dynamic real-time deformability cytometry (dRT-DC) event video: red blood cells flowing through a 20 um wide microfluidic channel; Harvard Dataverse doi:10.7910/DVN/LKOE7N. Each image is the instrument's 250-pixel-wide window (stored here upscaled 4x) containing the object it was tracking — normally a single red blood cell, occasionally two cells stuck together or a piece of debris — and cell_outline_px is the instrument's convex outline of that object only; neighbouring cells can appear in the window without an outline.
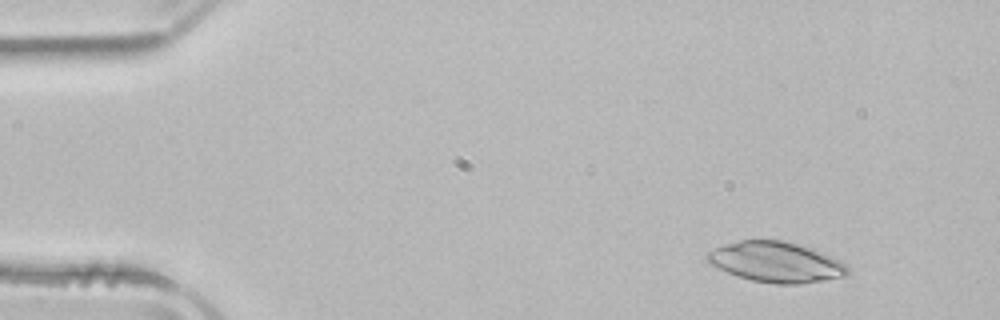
{"species": "common noctule bat (a hibernating species)", "species_latin": "Nyctalus noctula", "temperature_condition": "room temperature", "stored_images_in_passage": 47, "camera_frame_rate_fps": 3000, "um_per_image_px": 0.085, "animal": {"sex": "male", "body_mass_g": 21.5, "forearm_length_mm": 52.0}, "frame": {"image": 1, "passage_image": 1, "time_ms": 0.0, "image_size_px": [1000, 320], "cell_outline_px": [[848, 276], [800, 284], [776, 284], [752, 280], [728, 272], [704, 260], [704, 256], [708, 252], [724, 244], [740, 240], [784, 240], [812, 248], [840, 260], [848, 268]], "centroid_in_image_um": [65.97, 22.27], "position_along_channel_um": 19.0, "area_um2": 32.95}}
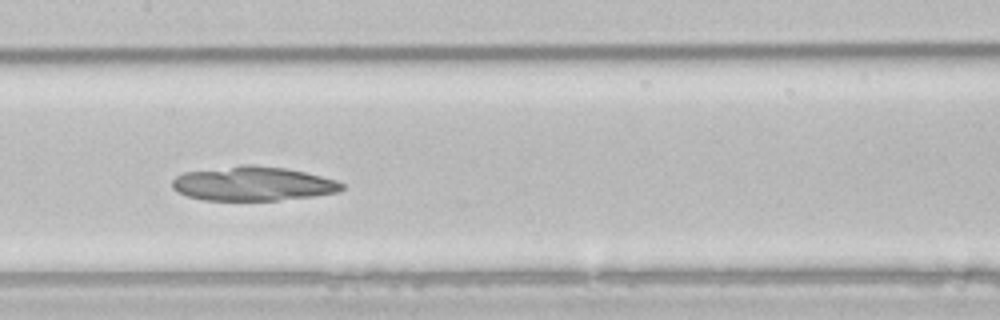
{"frame": {"image": 2, "passage_image": 21, "time_ms": 6.667, "image_size_px": [1000, 320], "cell_outline_px": [[344, 188], [336, 192], [316, 196], [276, 200], [200, 200], [176, 192], [172, 188], [172, 180], [176, 176], [184, 172], [240, 164], [252, 164], [284, 168], [304, 172], [336, 180], [344, 184]], "centroid_in_image_um": [21.45, 15.61], "position_along_channel_um": 185.9, "area_um2": 33.99}}
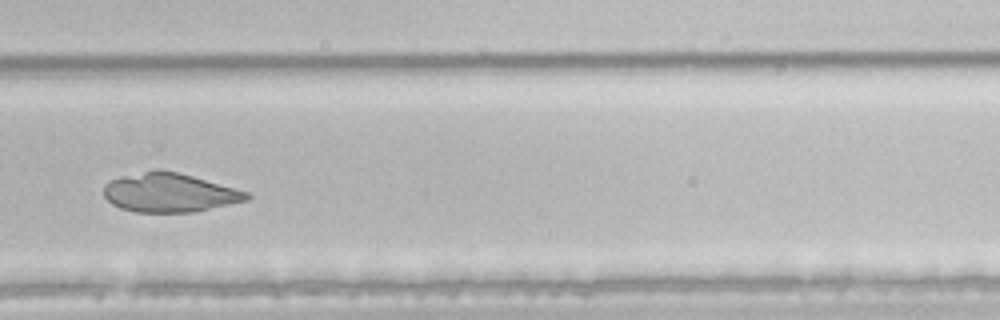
{"frame": {"image": 3, "passage_image": 31, "time_ms": 10.0, "image_size_px": [1000, 320], "cell_outline_px": [[252, 196], [248, 200], [192, 212], [136, 212], [120, 208], [112, 204], [104, 196], [104, 184], [108, 180], [156, 168], [176, 172], [192, 176], [248, 192]], "centroid_in_image_um": [14.37, 16.37], "position_along_channel_um": 315.4, "area_um2": 32.25}}